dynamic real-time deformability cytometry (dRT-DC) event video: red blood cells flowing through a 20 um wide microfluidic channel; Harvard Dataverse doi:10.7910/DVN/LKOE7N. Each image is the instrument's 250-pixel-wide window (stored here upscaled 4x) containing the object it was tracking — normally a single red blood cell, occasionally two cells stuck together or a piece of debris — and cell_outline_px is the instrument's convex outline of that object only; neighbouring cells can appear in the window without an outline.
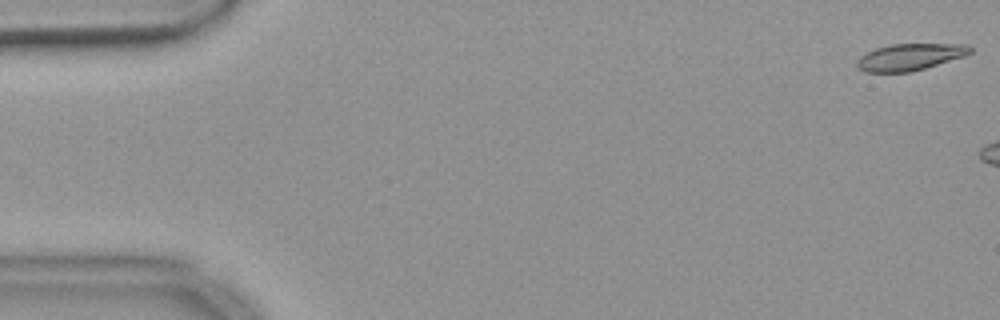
{"species": "common noctule bat (a hibernating species)", "species_latin": "Nyctalus noctula", "temperature_condition": "warm", "stored_images_in_passage": 6, "camera_frame_rate_fps": 3000, "um_per_image_px": 0.085, "animal": {"sex": "female", "body_mass_g": 18.4}, "frame": {"image": 1, "passage_image": 1, "time_ms": 0.0, "image_size_px": [1000, 320], "cell_outline_px": [[972, 52], [964, 56], [924, 68], [908, 72], [864, 72], [856, 64], [856, 60], [860, 56], [876, 48], [892, 44], [968, 44], [972, 48]], "centroid_in_image_um": [77.34, 4.83], "position_along_channel_um": 7.7, "area_um2": 17.46}}